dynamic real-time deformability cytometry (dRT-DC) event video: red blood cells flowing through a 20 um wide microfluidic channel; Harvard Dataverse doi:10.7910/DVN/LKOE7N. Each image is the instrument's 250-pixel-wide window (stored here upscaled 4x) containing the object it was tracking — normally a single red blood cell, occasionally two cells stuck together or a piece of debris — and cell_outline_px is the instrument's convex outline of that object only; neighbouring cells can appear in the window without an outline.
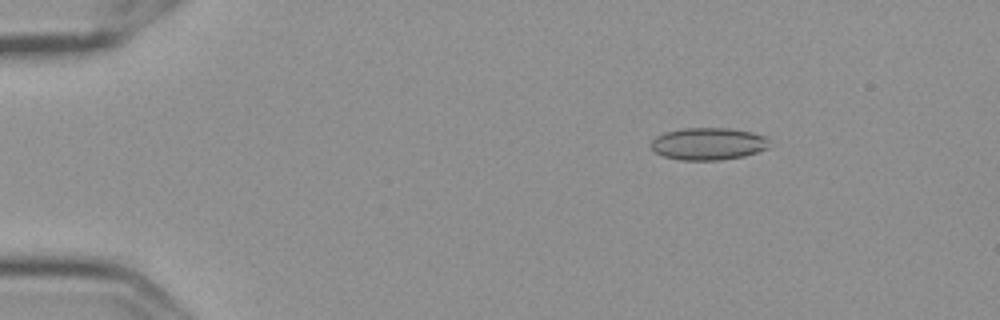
{"species": "Egyptian fruit bat (a non-hibernating species)", "species_latin": "Rousettus aegyptiacus", "temperature_condition": "cold", "stored_images_in_passage": 4, "camera_frame_rate_fps": 3000, "um_per_image_px": 0.085, "frame": {"image": 1, "passage_image": 2, "time_ms": 0.333, "image_size_px": [1000, 320], "cell_outline_px": [[768, 148], [744, 156], [720, 160], [680, 160], [664, 156], [656, 152], [652, 148], [652, 140], [656, 136], [664, 132], [684, 128], [732, 128], [752, 132], [764, 136], [768, 140]], "centroid_in_image_um": [60.2, 12.22], "position_along_channel_um": 24.8, "area_um2": 22.2}}